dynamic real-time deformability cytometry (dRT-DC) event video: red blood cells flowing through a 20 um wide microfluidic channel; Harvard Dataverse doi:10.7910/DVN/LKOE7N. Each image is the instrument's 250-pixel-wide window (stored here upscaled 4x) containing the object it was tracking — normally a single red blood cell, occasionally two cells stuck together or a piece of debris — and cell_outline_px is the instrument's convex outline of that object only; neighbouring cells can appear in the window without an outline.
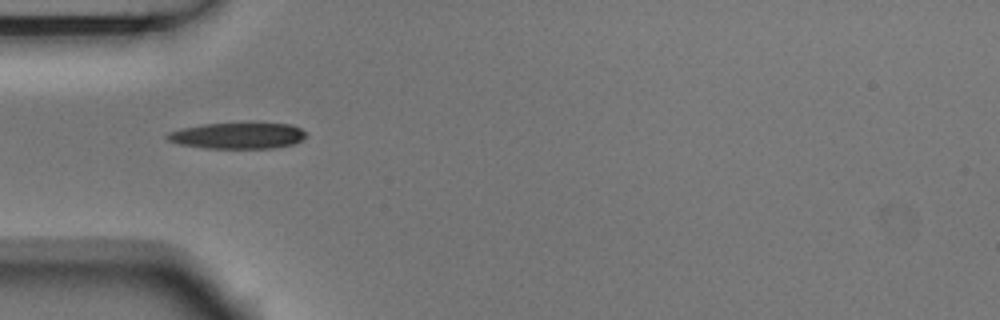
{"species": "Egyptian fruit bat (a non-hibernating species)", "species_latin": "Rousettus aegyptiacus", "temperature_condition": "room temperature", "stored_images_in_passage": 10, "camera_frame_rate_fps": 3000, "um_per_image_px": 0.085, "animal": {"sex": "male"}, "frame": {"image": 1, "passage_image": 5, "time_ms": 1.333, "image_size_px": [1000, 320], "cell_outline_px": [[308, 136], [304, 140], [292, 144], [272, 148], [204, 148], [176, 144], [168, 140], [164, 136], [168, 132], [180, 128], [204, 124], [252, 120], [292, 124], [308, 132]], "centroid_in_image_um": [20.26, 11.48], "position_along_channel_um": 64.7, "area_um2": 22.48}}
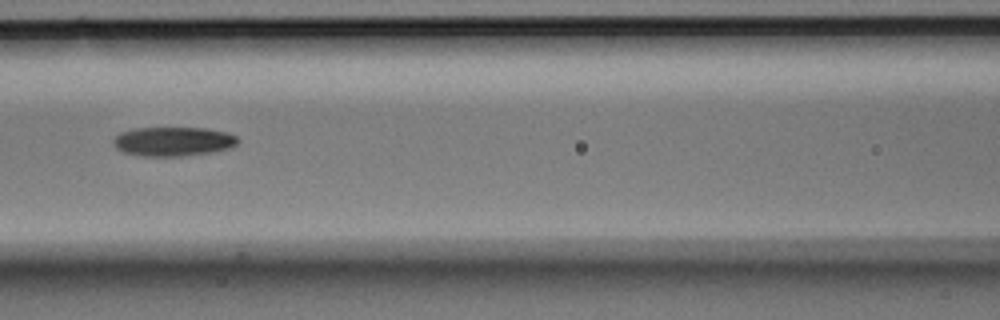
{"frame": {"image": 2, "passage_image": 7, "time_ms": 2.0, "image_size_px": [1000, 320], "cell_outline_px": [[240, 140], [236, 144], [228, 148], [212, 152], [180, 156], [140, 156], [124, 152], [116, 148], [112, 144], [112, 140], [120, 132], [132, 128], [204, 128], [228, 132], [236, 136]], "centroid_in_image_um": [14.69, 12.02], "position_along_channel_um": 151.9, "area_um2": 21.27}}
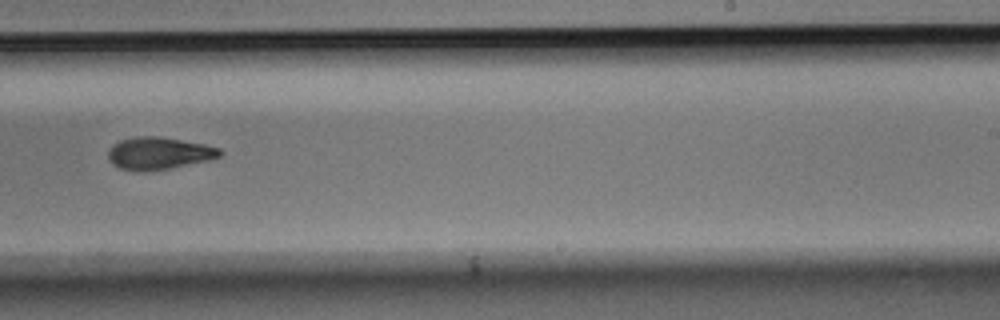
{"frame": {"image": 3, "passage_image": 10, "time_ms": 3.0, "image_size_px": [1000, 320], "cell_outline_px": [[224, 152], [220, 156], [208, 160], [168, 168], [140, 172], [136, 172], [120, 168], [112, 164], [108, 160], [108, 152], [112, 144], [120, 140], [140, 136], [160, 136], [204, 144], [220, 148]], "centroid_in_image_um": [13.47, 13.02], "position_along_channel_um": 275.5, "area_um2": 21.04}}